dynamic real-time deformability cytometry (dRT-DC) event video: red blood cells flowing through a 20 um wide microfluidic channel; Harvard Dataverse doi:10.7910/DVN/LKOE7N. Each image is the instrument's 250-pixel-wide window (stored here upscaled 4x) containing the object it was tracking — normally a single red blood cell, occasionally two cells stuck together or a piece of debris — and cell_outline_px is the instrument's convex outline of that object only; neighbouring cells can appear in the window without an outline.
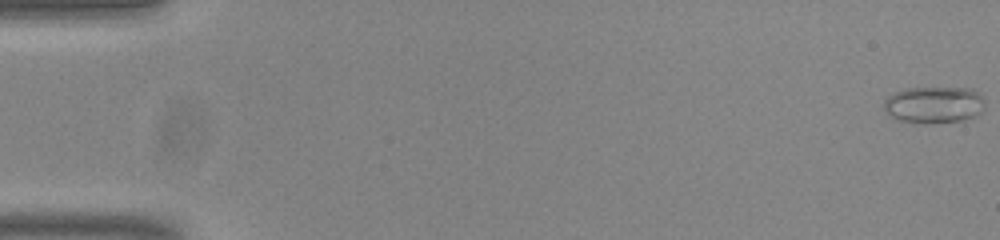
{"species": "common noctule bat (a hibernating species)", "species_latin": "Nyctalus noctula", "temperature_condition": "room temperature", "stored_images_in_passage": 12, "camera_frame_rate_fps": 3000, "um_per_image_px": 0.085, "animal": {"sex": "male", "body_mass_g": 20.0, "forearm_length_mm": 53.3}, "frame": {"image": 1, "passage_image": 1, "time_ms": 0.0, "image_size_px": [1000, 240], "cell_outline_px": [[984, 112], [976, 116], [964, 120], [924, 124], [900, 120], [892, 116], [884, 108], [884, 100], [888, 96], [896, 92], [908, 88], [972, 88], [984, 96]], "centroid_in_image_um": [79.46, 8.91], "position_along_channel_um": 5.5, "area_um2": 21.79}}